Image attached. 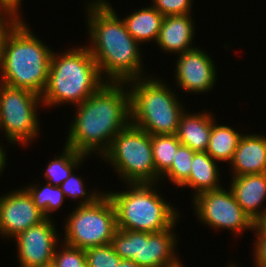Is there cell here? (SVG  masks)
I'll return each mask as SVG.
<instances>
[{"label":"cell","mask_w":266,"mask_h":267,"mask_svg":"<svg viewBox=\"0 0 266 267\" xmlns=\"http://www.w3.org/2000/svg\"><path fill=\"white\" fill-rule=\"evenodd\" d=\"M85 6L87 39L91 41L86 46L102 78L106 82L127 83L149 76L144 74L141 45L130 35L125 22L121 16L118 17L111 3L106 0H89Z\"/></svg>","instance_id":"cell-1"},{"label":"cell","mask_w":266,"mask_h":267,"mask_svg":"<svg viewBox=\"0 0 266 267\" xmlns=\"http://www.w3.org/2000/svg\"><path fill=\"white\" fill-rule=\"evenodd\" d=\"M75 107L65 145L76 152L100 158L113 138L131 123L127 83L106 82L97 92Z\"/></svg>","instance_id":"cell-2"},{"label":"cell","mask_w":266,"mask_h":267,"mask_svg":"<svg viewBox=\"0 0 266 267\" xmlns=\"http://www.w3.org/2000/svg\"><path fill=\"white\" fill-rule=\"evenodd\" d=\"M28 26L21 17L4 38L0 83L34 92L41 97L47 86L53 50Z\"/></svg>","instance_id":"cell-3"},{"label":"cell","mask_w":266,"mask_h":267,"mask_svg":"<svg viewBox=\"0 0 266 267\" xmlns=\"http://www.w3.org/2000/svg\"><path fill=\"white\" fill-rule=\"evenodd\" d=\"M106 81L87 46L52 52L43 107L78 105L97 92Z\"/></svg>","instance_id":"cell-4"},{"label":"cell","mask_w":266,"mask_h":267,"mask_svg":"<svg viewBox=\"0 0 266 267\" xmlns=\"http://www.w3.org/2000/svg\"><path fill=\"white\" fill-rule=\"evenodd\" d=\"M158 184H125L127 191H104L115 208L117 229L153 233L176 227L180 213L159 193Z\"/></svg>","instance_id":"cell-5"},{"label":"cell","mask_w":266,"mask_h":267,"mask_svg":"<svg viewBox=\"0 0 266 267\" xmlns=\"http://www.w3.org/2000/svg\"><path fill=\"white\" fill-rule=\"evenodd\" d=\"M150 75L127 82L131 124L150 135L176 134L185 106L164 79Z\"/></svg>","instance_id":"cell-6"},{"label":"cell","mask_w":266,"mask_h":267,"mask_svg":"<svg viewBox=\"0 0 266 267\" xmlns=\"http://www.w3.org/2000/svg\"><path fill=\"white\" fill-rule=\"evenodd\" d=\"M101 159L124 184L156 183L151 135L131 123L113 138Z\"/></svg>","instance_id":"cell-7"},{"label":"cell","mask_w":266,"mask_h":267,"mask_svg":"<svg viewBox=\"0 0 266 267\" xmlns=\"http://www.w3.org/2000/svg\"><path fill=\"white\" fill-rule=\"evenodd\" d=\"M64 224L65 244L83 250L110 244L117 230L115 208L104 193L93 204L77 205Z\"/></svg>","instance_id":"cell-8"},{"label":"cell","mask_w":266,"mask_h":267,"mask_svg":"<svg viewBox=\"0 0 266 267\" xmlns=\"http://www.w3.org/2000/svg\"><path fill=\"white\" fill-rule=\"evenodd\" d=\"M41 105V97L34 92L0 83V131L5 133L7 142L25 147L37 140L41 126L37 112Z\"/></svg>","instance_id":"cell-9"},{"label":"cell","mask_w":266,"mask_h":267,"mask_svg":"<svg viewBox=\"0 0 266 267\" xmlns=\"http://www.w3.org/2000/svg\"><path fill=\"white\" fill-rule=\"evenodd\" d=\"M174 232V226L153 233L117 229L111 244L121 259L144 267H163L180 257L176 254L178 237Z\"/></svg>","instance_id":"cell-10"},{"label":"cell","mask_w":266,"mask_h":267,"mask_svg":"<svg viewBox=\"0 0 266 267\" xmlns=\"http://www.w3.org/2000/svg\"><path fill=\"white\" fill-rule=\"evenodd\" d=\"M191 200L197 221L199 219L204 226L227 229L237 237L245 230L252 233L255 230V222L242 210L230 188L205 191Z\"/></svg>","instance_id":"cell-11"},{"label":"cell","mask_w":266,"mask_h":267,"mask_svg":"<svg viewBox=\"0 0 266 267\" xmlns=\"http://www.w3.org/2000/svg\"><path fill=\"white\" fill-rule=\"evenodd\" d=\"M54 222V223H53ZM55 220L44 221L29 227L13 238L16 242L17 258L20 267H39L53 262L59 245Z\"/></svg>","instance_id":"cell-12"},{"label":"cell","mask_w":266,"mask_h":267,"mask_svg":"<svg viewBox=\"0 0 266 267\" xmlns=\"http://www.w3.org/2000/svg\"><path fill=\"white\" fill-rule=\"evenodd\" d=\"M202 48L195 47L177 55L175 83L182 91L201 94L212 91L216 85V63Z\"/></svg>","instance_id":"cell-13"},{"label":"cell","mask_w":266,"mask_h":267,"mask_svg":"<svg viewBox=\"0 0 266 267\" xmlns=\"http://www.w3.org/2000/svg\"><path fill=\"white\" fill-rule=\"evenodd\" d=\"M46 217L34 204L23 188L0 196V235L12 239L29 227L39 224Z\"/></svg>","instance_id":"cell-14"},{"label":"cell","mask_w":266,"mask_h":267,"mask_svg":"<svg viewBox=\"0 0 266 267\" xmlns=\"http://www.w3.org/2000/svg\"><path fill=\"white\" fill-rule=\"evenodd\" d=\"M230 188L242 210L254 222L266 215V173L231 176ZM264 205V206H263ZM262 208V209H261Z\"/></svg>","instance_id":"cell-15"},{"label":"cell","mask_w":266,"mask_h":267,"mask_svg":"<svg viewBox=\"0 0 266 267\" xmlns=\"http://www.w3.org/2000/svg\"><path fill=\"white\" fill-rule=\"evenodd\" d=\"M229 164L231 176L266 173V135L243 134Z\"/></svg>","instance_id":"cell-16"},{"label":"cell","mask_w":266,"mask_h":267,"mask_svg":"<svg viewBox=\"0 0 266 267\" xmlns=\"http://www.w3.org/2000/svg\"><path fill=\"white\" fill-rule=\"evenodd\" d=\"M191 15L164 16L156 42L160 50L178 55L196 47L192 46L197 30Z\"/></svg>","instance_id":"cell-17"},{"label":"cell","mask_w":266,"mask_h":267,"mask_svg":"<svg viewBox=\"0 0 266 267\" xmlns=\"http://www.w3.org/2000/svg\"><path fill=\"white\" fill-rule=\"evenodd\" d=\"M203 112V113H201ZM191 112L185 110L179 120L176 136L181 145L188 146L195 152H206L213 116L208 111Z\"/></svg>","instance_id":"cell-18"},{"label":"cell","mask_w":266,"mask_h":267,"mask_svg":"<svg viewBox=\"0 0 266 267\" xmlns=\"http://www.w3.org/2000/svg\"><path fill=\"white\" fill-rule=\"evenodd\" d=\"M220 167L207 152H195L191 164V173L189 179L181 188H192L194 197L202 192L217 190L223 186L220 184ZM195 193V194H194Z\"/></svg>","instance_id":"cell-19"},{"label":"cell","mask_w":266,"mask_h":267,"mask_svg":"<svg viewBox=\"0 0 266 267\" xmlns=\"http://www.w3.org/2000/svg\"><path fill=\"white\" fill-rule=\"evenodd\" d=\"M130 35L141 45L158 40L164 16L152 5L131 12L124 18Z\"/></svg>","instance_id":"cell-20"},{"label":"cell","mask_w":266,"mask_h":267,"mask_svg":"<svg viewBox=\"0 0 266 267\" xmlns=\"http://www.w3.org/2000/svg\"><path fill=\"white\" fill-rule=\"evenodd\" d=\"M242 135L232 126L218 124L214 118L206 152L218 163L228 162L229 165Z\"/></svg>","instance_id":"cell-21"},{"label":"cell","mask_w":266,"mask_h":267,"mask_svg":"<svg viewBox=\"0 0 266 267\" xmlns=\"http://www.w3.org/2000/svg\"><path fill=\"white\" fill-rule=\"evenodd\" d=\"M59 156L53 158L46 165L44 178L48 184L60 186L74 170L81 167L88 158L87 155L76 152L73 148L64 145ZM81 165V166H80Z\"/></svg>","instance_id":"cell-22"},{"label":"cell","mask_w":266,"mask_h":267,"mask_svg":"<svg viewBox=\"0 0 266 267\" xmlns=\"http://www.w3.org/2000/svg\"><path fill=\"white\" fill-rule=\"evenodd\" d=\"M156 183L171 168L176 151L181 145L176 134L151 135Z\"/></svg>","instance_id":"cell-23"},{"label":"cell","mask_w":266,"mask_h":267,"mask_svg":"<svg viewBox=\"0 0 266 267\" xmlns=\"http://www.w3.org/2000/svg\"><path fill=\"white\" fill-rule=\"evenodd\" d=\"M35 184L34 182L24 188L30 194L36 207L44 213V216L53 219L52 213L58 211L65 201V196L60 186ZM41 185V186H40Z\"/></svg>","instance_id":"cell-24"},{"label":"cell","mask_w":266,"mask_h":267,"mask_svg":"<svg viewBox=\"0 0 266 267\" xmlns=\"http://www.w3.org/2000/svg\"><path fill=\"white\" fill-rule=\"evenodd\" d=\"M194 153L188 146L180 145L171 168L160 178V182L167 179L177 185V188L181 187L189 179Z\"/></svg>","instance_id":"cell-25"},{"label":"cell","mask_w":266,"mask_h":267,"mask_svg":"<svg viewBox=\"0 0 266 267\" xmlns=\"http://www.w3.org/2000/svg\"><path fill=\"white\" fill-rule=\"evenodd\" d=\"M74 172L60 185L61 190L64 193L65 198H73V200H80L78 202L79 205H90L93 204L98 198H100L105 192L97 191V187L95 190H89L87 192L86 185L84 179L82 177L74 175ZM90 194V195H89ZM81 198V199H80ZM84 198V199H83Z\"/></svg>","instance_id":"cell-26"},{"label":"cell","mask_w":266,"mask_h":267,"mask_svg":"<svg viewBox=\"0 0 266 267\" xmlns=\"http://www.w3.org/2000/svg\"><path fill=\"white\" fill-rule=\"evenodd\" d=\"M84 251L87 267H117L121 260L111 243L88 248Z\"/></svg>","instance_id":"cell-27"},{"label":"cell","mask_w":266,"mask_h":267,"mask_svg":"<svg viewBox=\"0 0 266 267\" xmlns=\"http://www.w3.org/2000/svg\"><path fill=\"white\" fill-rule=\"evenodd\" d=\"M52 263L55 267H87L85 251L64 242L57 246Z\"/></svg>","instance_id":"cell-28"},{"label":"cell","mask_w":266,"mask_h":267,"mask_svg":"<svg viewBox=\"0 0 266 267\" xmlns=\"http://www.w3.org/2000/svg\"><path fill=\"white\" fill-rule=\"evenodd\" d=\"M18 3H1L0 4V57L2 53L3 41L9 30L22 17Z\"/></svg>","instance_id":"cell-29"},{"label":"cell","mask_w":266,"mask_h":267,"mask_svg":"<svg viewBox=\"0 0 266 267\" xmlns=\"http://www.w3.org/2000/svg\"><path fill=\"white\" fill-rule=\"evenodd\" d=\"M152 6L163 16L188 15L192 13L193 0H152Z\"/></svg>","instance_id":"cell-30"},{"label":"cell","mask_w":266,"mask_h":267,"mask_svg":"<svg viewBox=\"0 0 266 267\" xmlns=\"http://www.w3.org/2000/svg\"><path fill=\"white\" fill-rule=\"evenodd\" d=\"M253 249V260L255 267H266V240H255Z\"/></svg>","instance_id":"cell-31"},{"label":"cell","mask_w":266,"mask_h":267,"mask_svg":"<svg viewBox=\"0 0 266 267\" xmlns=\"http://www.w3.org/2000/svg\"><path fill=\"white\" fill-rule=\"evenodd\" d=\"M255 240H266V215L255 222Z\"/></svg>","instance_id":"cell-32"},{"label":"cell","mask_w":266,"mask_h":267,"mask_svg":"<svg viewBox=\"0 0 266 267\" xmlns=\"http://www.w3.org/2000/svg\"><path fill=\"white\" fill-rule=\"evenodd\" d=\"M2 143H0V177L1 174L3 173V171H5L4 169H6V165L7 163V154H6V148L1 145Z\"/></svg>","instance_id":"cell-33"},{"label":"cell","mask_w":266,"mask_h":267,"mask_svg":"<svg viewBox=\"0 0 266 267\" xmlns=\"http://www.w3.org/2000/svg\"><path fill=\"white\" fill-rule=\"evenodd\" d=\"M117 267H144V266L135 263L133 260L121 259Z\"/></svg>","instance_id":"cell-34"},{"label":"cell","mask_w":266,"mask_h":267,"mask_svg":"<svg viewBox=\"0 0 266 267\" xmlns=\"http://www.w3.org/2000/svg\"><path fill=\"white\" fill-rule=\"evenodd\" d=\"M178 257L174 262L164 265L163 267H185L182 260Z\"/></svg>","instance_id":"cell-35"},{"label":"cell","mask_w":266,"mask_h":267,"mask_svg":"<svg viewBox=\"0 0 266 267\" xmlns=\"http://www.w3.org/2000/svg\"><path fill=\"white\" fill-rule=\"evenodd\" d=\"M1 3H17V2L12 1V0H0V4Z\"/></svg>","instance_id":"cell-36"},{"label":"cell","mask_w":266,"mask_h":267,"mask_svg":"<svg viewBox=\"0 0 266 267\" xmlns=\"http://www.w3.org/2000/svg\"><path fill=\"white\" fill-rule=\"evenodd\" d=\"M39 267H55V265L53 263L51 264H48V265H42V266H39Z\"/></svg>","instance_id":"cell-37"},{"label":"cell","mask_w":266,"mask_h":267,"mask_svg":"<svg viewBox=\"0 0 266 267\" xmlns=\"http://www.w3.org/2000/svg\"><path fill=\"white\" fill-rule=\"evenodd\" d=\"M231 263V264H230ZM228 267H239L237 264H234V262H230Z\"/></svg>","instance_id":"cell-38"},{"label":"cell","mask_w":266,"mask_h":267,"mask_svg":"<svg viewBox=\"0 0 266 267\" xmlns=\"http://www.w3.org/2000/svg\"><path fill=\"white\" fill-rule=\"evenodd\" d=\"M12 1H15V2H17L20 6H22V1H24V0H12Z\"/></svg>","instance_id":"cell-39"}]
</instances>
